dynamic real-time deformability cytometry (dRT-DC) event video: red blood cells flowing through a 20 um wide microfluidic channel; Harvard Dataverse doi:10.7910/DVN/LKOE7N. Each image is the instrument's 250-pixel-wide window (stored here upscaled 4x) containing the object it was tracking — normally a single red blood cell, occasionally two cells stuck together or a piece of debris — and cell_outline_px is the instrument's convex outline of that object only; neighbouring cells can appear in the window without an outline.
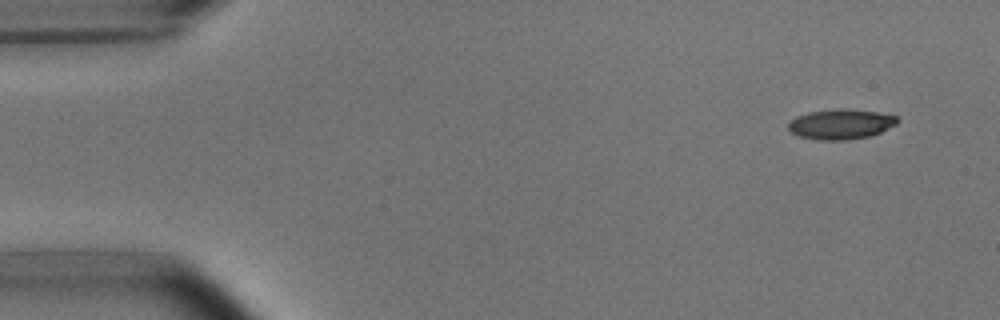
{"species": "common noctule bat (a hibernating species)", "species_latin": "Nyctalus noctula", "temperature_condition": "room temperature", "stored_images_in_passage": 5, "segment_of_instrument_passage": [1, 2], "camera_frame_rate_fps": 3000, "um_per_image_px": 0.085, "animal": {"sex": "male", "body_mass_g": 15.6}, "frame": {"image": 1, "passage_image": 1, "time_ms": 0.0, "image_size_px": [1000, 320], "cell_outline_px": [[900, 120], [896, 124], [880, 132], [868, 136], [848, 140], [816, 140], [800, 136], [792, 132], [788, 128], [788, 124], [796, 116], [808, 112], [840, 108], [844, 108], [880, 112], [896, 116]], "centroid_in_image_um": [71.48, 10.54], "position_along_channel_um": 13.5, "area_um2": 19.13}}